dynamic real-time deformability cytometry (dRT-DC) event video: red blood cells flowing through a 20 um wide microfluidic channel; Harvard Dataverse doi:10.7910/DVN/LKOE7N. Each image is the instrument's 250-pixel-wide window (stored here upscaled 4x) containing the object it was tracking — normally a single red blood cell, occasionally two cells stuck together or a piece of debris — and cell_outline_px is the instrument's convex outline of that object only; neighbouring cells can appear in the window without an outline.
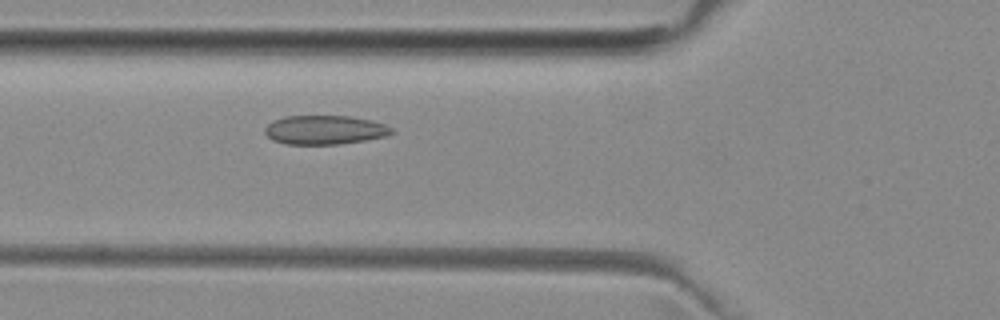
{"species": "common noctule bat (a hibernating species)", "species_latin": "Nyctalus noctula", "temperature_condition": "room temperature", "stored_images_in_passage": 47, "camera_frame_rate_fps": 3000, "um_per_image_px": 0.085, "animal": {"sex": "female", "body_mass_g": 29.2, "forearm_length_mm": 56.3}, "frame": {"image": 1, "passage_image": 18, "time_ms": 5.667, "image_size_px": [1000, 320], "cell_outline_px": [[396, 132], [388, 136], [340, 144], [284, 144], [272, 140], [264, 132], [264, 128], [272, 120], [284, 116], [348, 116], [372, 120], [384, 124], [392, 128]], "centroid_in_image_um": [27.6, 11.04], "position_along_channel_um": 98.2, "area_um2": 21.62}}
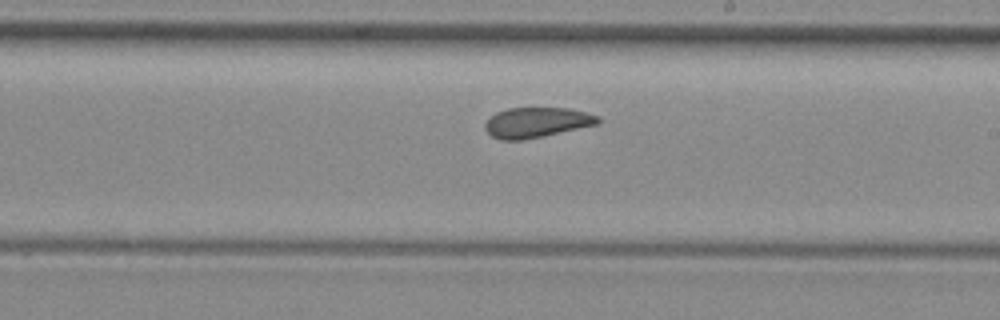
{"frame": {"image": 2, "passage_image": 29, "time_ms": 9.333, "image_size_px": [1000, 320], "cell_outline_px": [[600, 120], [596, 124], [544, 136], [520, 140], [500, 140], [492, 136], [484, 128], [484, 124], [496, 112], [508, 108], [568, 108], [588, 112], [600, 116]], "centroid_in_image_um": [45.61, 10.4], "position_along_channel_um": 243.4, "area_um2": 19.77}}
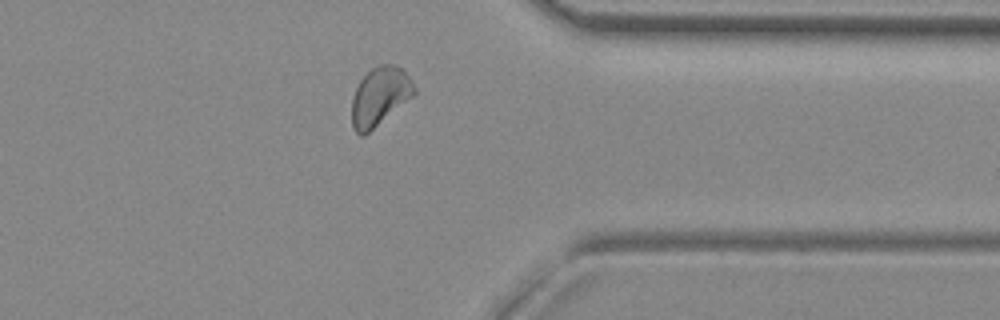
{"frame": {"image": 3, "passage_image": 40, "time_ms": 13.0, "image_size_px": [1000, 320], "cell_outline_px": [[416, 92], [412, 96], [364, 136], [360, 136], [352, 128], [352, 100], [356, 88], [360, 80], [372, 68], [380, 64], [392, 64], [400, 68], [408, 76], [416, 88]], "centroid_in_image_um": [32.25, 8.2], "position_along_channel_um": 379.1, "area_um2": 20.87}, "authors_computed_cell_mechanics": {"area_um2": 20.9814, "velocity_mm_per_s": 3.9635, "shape_relaxation_time_tau1_ms": 9.8506, "shape_relaxation_time_tau2_ms": 2.2412, "deformation_change_tau1": 0.135, "deformation_change_tau2": 0.0706}}